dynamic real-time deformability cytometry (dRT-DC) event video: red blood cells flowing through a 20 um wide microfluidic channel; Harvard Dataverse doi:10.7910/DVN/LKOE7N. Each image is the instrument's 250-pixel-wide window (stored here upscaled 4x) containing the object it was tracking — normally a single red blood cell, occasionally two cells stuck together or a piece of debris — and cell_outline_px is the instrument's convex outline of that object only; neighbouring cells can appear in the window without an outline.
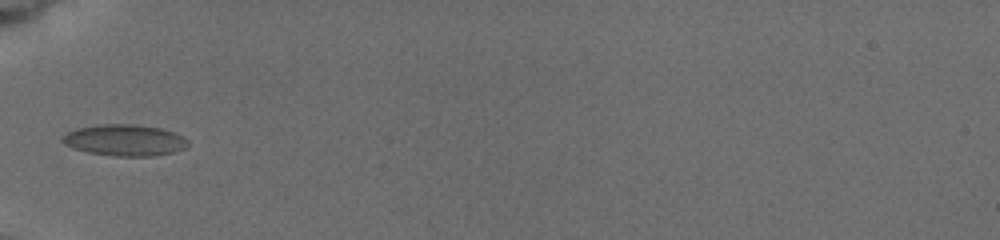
{"species": "common noctule bat (a hibernating species)", "species_latin": "Nyctalus noctula", "temperature_condition": "cold", "stored_images_in_passage": 6, "camera_frame_rate_fps": 3000, "um_per_image_px": 0.085, "animal": {"sex": "female", "body_mass_g": 19.5, "forearm_length_mm": 54.1}, "frame": {"image": 1, "passage_image": 1, "time_ms": 0.0, "image_size_px": [1000, 240], "cell_outline_px": [[188, 144], [184, 148], [172, 152], [152, 156], [112, 156], [88, 152], [72, 148], [64, 144], [60, 140], [68, 132], [76, 128], [104, 124], [136, 124], [160, 128], [172, 132], [188, 140]], "centroid_in_image_um": [10.56, 11.92], "position_along_channel_um": 74.4, "area_um2": 22.77}}
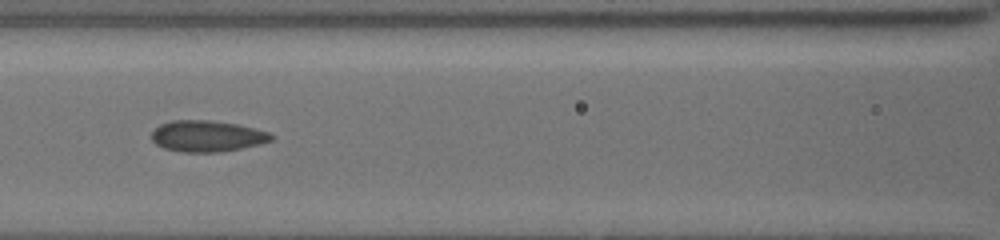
{"frame": {"image": 2, "passage_image": 3, "time_ms": 2.0, "image_size_px": [1000, 240], "cell_outline_px": [[272, 140], [260, 144], [220, 152], [184, 152], [164, 148], [156, 144], [152, 140], [152, 132], [160, 124], [172, 120], [208, 120], [236, 124], [268, 132], [272, 136]], "centroid_in_image_um": [17.57, 11.57], "position_along_channel_um": 149.0, "area_um2": 21.5}}
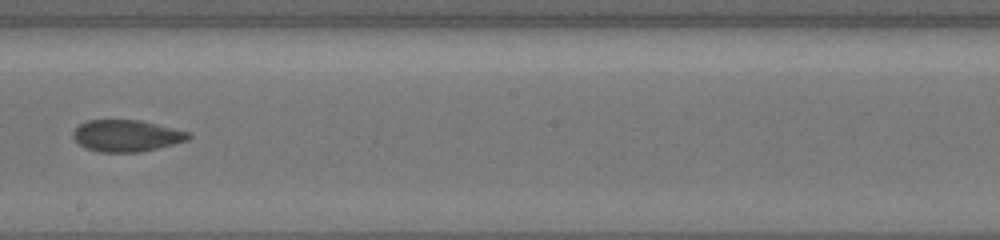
{"frame": {"image": 3, "passage_image": 5, "time_ms": 4.333, "image_size_px": [1000, 240], "cell_outline_px": [[192, 136], [188, 140], [140, 152], [100, 152], [84, 148], [72, 136], [72, 132], [80, 124], [88, 120], [140, 120], [188, 132]], "centroid_in_image_um": [10.72, 11.54], "position_along_channel_um": 237.5, "area_um2": 21.1}}